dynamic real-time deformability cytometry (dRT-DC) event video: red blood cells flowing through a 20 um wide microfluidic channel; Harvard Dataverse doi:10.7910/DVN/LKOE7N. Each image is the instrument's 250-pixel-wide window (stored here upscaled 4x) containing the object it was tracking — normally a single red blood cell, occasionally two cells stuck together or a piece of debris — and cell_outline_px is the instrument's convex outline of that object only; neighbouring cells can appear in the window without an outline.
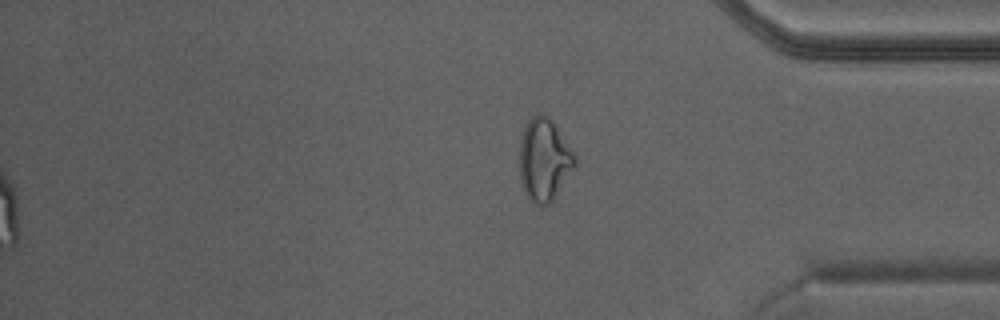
{"species": "Egyptian fruit bat (a non-hibernating species)", "species_latin": "Rousettus aegyptiacus", "temperature_condition": "warm", "stored_images_in_passage": 43, "camera_frame_rate_fps": 3000, "um_per_image_px": 0.085, "animal": {"sex": "male"}, "frame": {"image": 1, "passage_image": 43, "time_ms": 14.0, "image_size_px": [1000, 320], "cell_outline_px": [[576, 164], [552, 200], [548, 204], [536, 204], [528, 196], [520, 180], [520, 140], [524, 128], [528, 120], [532, 116], [548, 116], [556, 124], [572, 152], [576, 160]], "centroid_in_image_um": [46.24, 13.55], "position_along_channel_um": 389.0, "area_um2": 25.84}}